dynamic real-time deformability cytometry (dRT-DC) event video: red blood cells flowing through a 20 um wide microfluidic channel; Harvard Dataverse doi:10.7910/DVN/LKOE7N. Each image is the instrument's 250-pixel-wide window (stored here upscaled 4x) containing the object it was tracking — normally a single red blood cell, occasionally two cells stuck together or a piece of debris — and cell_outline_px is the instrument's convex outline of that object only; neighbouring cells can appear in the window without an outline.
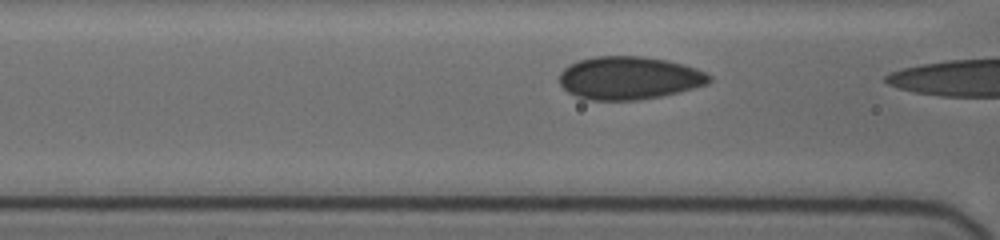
{"species": "human", "species_latin": "Homo sapiens", "temperature_condition": "cold", "stored_images_in_passage": 12, "camera_frame_rate_fps": 3000, "um_per_image_px": 0.085, "donor": {"sex": "female"}, "frame": {"image": 1, "passage_image": 10, "time_ms": 1.667, "image_size_px": [1000, 240], "cell_outline_px": [[712, 80], [708, 84], [680, 92], [640, 100], [584, 100], [568, 92], [560, 84], [560, 72], [568, 64], [580, 60], [596, 56], [644, 56], [668, 60], [684, 64], [696, 68], [712, 76]], "centroid_in_image_um": [53.49, 6.63], "position_along_channel_um": 113.1, "area_um2": 37.86}}